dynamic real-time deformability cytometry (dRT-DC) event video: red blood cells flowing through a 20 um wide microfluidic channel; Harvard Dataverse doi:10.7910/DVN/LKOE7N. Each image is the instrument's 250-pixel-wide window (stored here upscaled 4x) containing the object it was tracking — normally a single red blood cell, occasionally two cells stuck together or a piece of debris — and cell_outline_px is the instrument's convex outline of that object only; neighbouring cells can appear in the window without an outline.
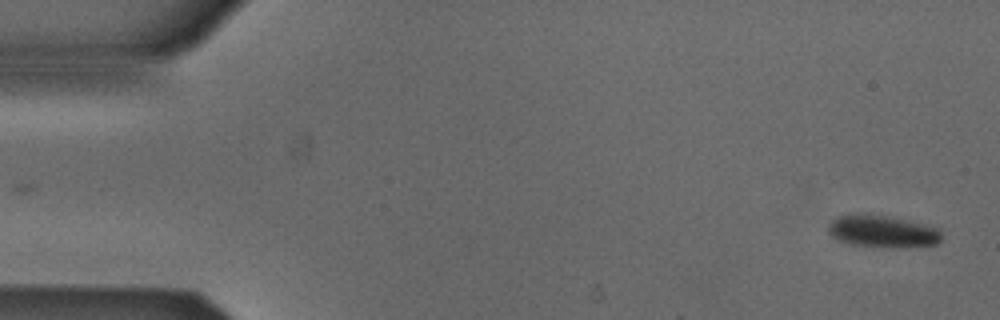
{"species": "Egyptian fruit bat (a non-hibernating species)", "species_latin": "Rousettus aegyptiacus", "temperature_condition": "cold", "stored_images_in_passage": 8, "camera_frame_rate_fps": 3000, "um_per_image_px": 0.085, "animal": {"sex": "male"}, "frame": {"image": 1, "passage_image": 1, "time_ms": 0.0, "image_size_px": [1000, 320], "cell_outline_px": [[940, 240], [936, 244], [848, 244], [832, 236], [828, 232], [828, 224], [832, 220], [840, 216], [884, 216], [904, 220], [940, 228]], "centroid_in_image_um": [74.96, 19.63], "position_along_channel_um": 10.0, "area_um2": 19.19}}
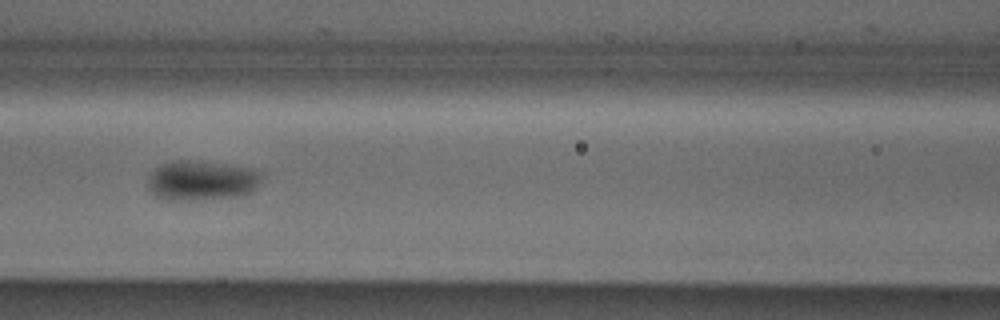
{"frame": {"image": 2, "passage_image": 7, "time_ms": 2.0, "image_size_px": [1000, 320], "cell_outline_px": [[260, 180], [256, 188], [252, 192], [236, 196], [188, 200], [168, 200], [156, 196], [148, 188], [148, 176], [160, 164], [172, 160], [196, 160], [252, 168], [260, 172]], "centroid_in_image_um": [17.1, 15.32], "position_along_channel_um": 149.5, "area_um2": 26.36}}
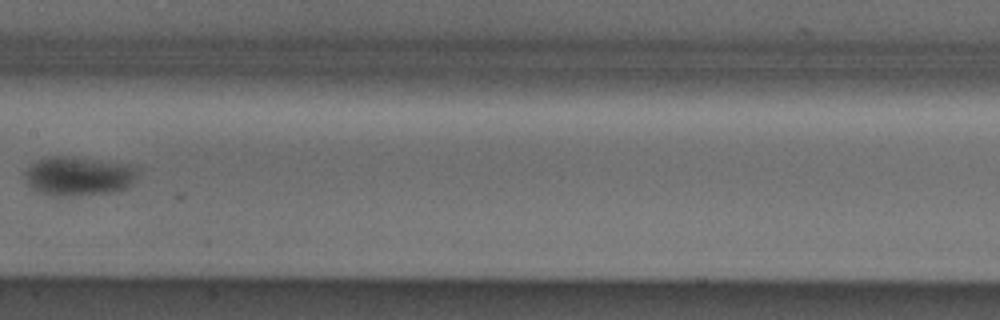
{"frame": {"image": 3, "passage_image": 8, "time_ms": 2.333, "image_size_px": [1000, 320], "cell_outline_px": [[136, 172], [132, 184], [124, 188], [108, 192], [76, 196], [56, 196], [36, 192], [28, 184], [24, 176], [24, 172], [32, 164], [48, 156], [68, 156], [132, 164], [136, 168]], "centroid_in_image_um": [6.64, 14.96], "position_along_channel_um": 200.8, "area_um2": 25.61}}